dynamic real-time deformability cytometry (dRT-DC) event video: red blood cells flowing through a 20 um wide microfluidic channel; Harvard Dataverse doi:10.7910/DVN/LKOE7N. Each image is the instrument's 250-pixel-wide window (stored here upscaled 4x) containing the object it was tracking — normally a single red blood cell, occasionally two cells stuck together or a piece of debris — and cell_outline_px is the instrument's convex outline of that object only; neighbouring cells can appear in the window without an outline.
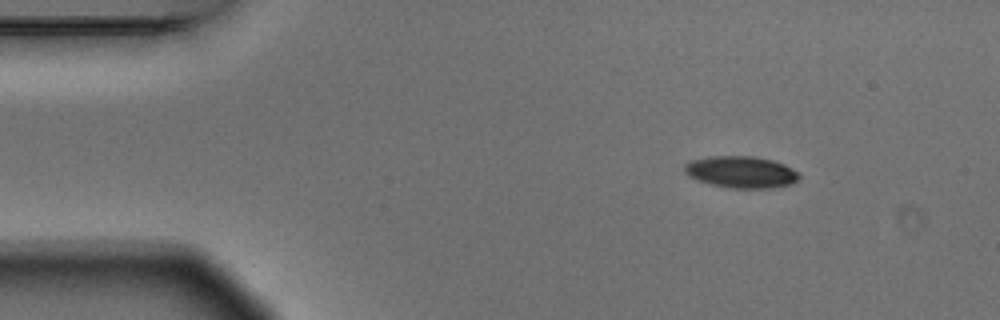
{"species": "Egyptian fruit bat (a non-hibernating species)", "species_latin": "Rousettus aegyptiacus", "temperature_condition": "warm", "stored_images_in_passage": 6, "camera_frame_rate_fps": 3000, "um_per_image_px": 0.085, "animal": {"sex": "male"}, "frame": {"image": 1, "passage_image": 2, "time_ms": 0.333, "image_size_px": [1000, 320], "cell_outline_px": [[800, 176], [792, 184], [772, 188], [728, 188], [696, 180], [688, 176], [684, 172], [684, 164], [692, 160], [708, 156], [752, 156], [772, 160], [784, 164], [800, 172]], "centroid_in_image_um": [62.99, 14.62], "position_along_channel_um": 22.0, "area_um2": 21.39}}
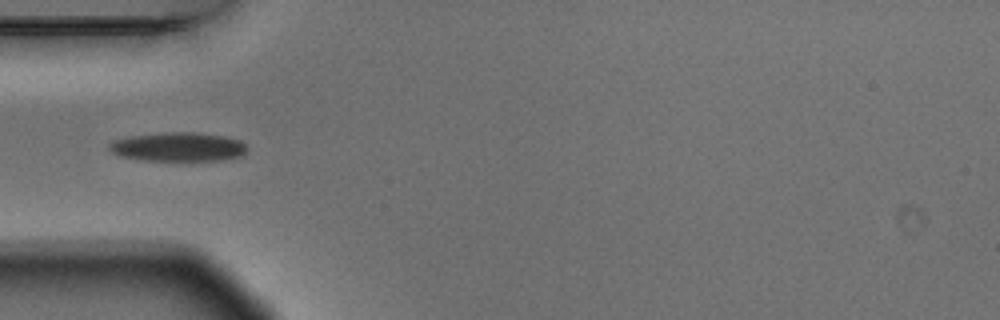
{"frame": {"image": 2, "passage_image": 5, "time_ms": 1.333, "image_size_px": [1000, 320], "cell_outline_px": [[248, 148], [240, 156], [220, 160], [136, 160], [120, 156], [112, 152], [108, 148], [108, 144], [112, 140], [132, 136], [168, 132], [196, 132], [224, 136], [240, 140]], "centroid_in_image_um": [15.11, 12.48], "position_along_channel_um": 69.9, "area_um2": 23.24}}
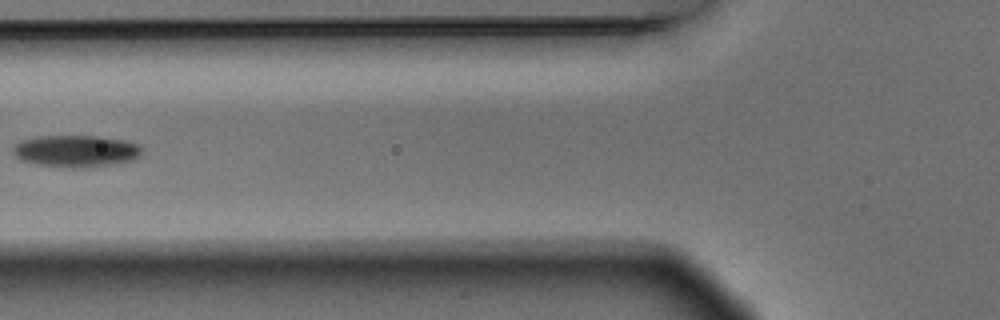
{"frame": {"image": 3, "passage_image": 6, "time_ms": 1.667, "image_size_px": [1000, 320], "cell_outline_px": [[144, 152], [136, 160], [116, 164], [84, 168], [72, 168], [36, 164], [20, 160], [12, 152], [12, 148], [20, 140], [40, 136], [100, 136], [124, 140], [140, 144], [144, 148]], "centroid_in_image_um": [6.52, 12.85], "position_along_channel_um": 119.3, "area_um2": 24.51}}